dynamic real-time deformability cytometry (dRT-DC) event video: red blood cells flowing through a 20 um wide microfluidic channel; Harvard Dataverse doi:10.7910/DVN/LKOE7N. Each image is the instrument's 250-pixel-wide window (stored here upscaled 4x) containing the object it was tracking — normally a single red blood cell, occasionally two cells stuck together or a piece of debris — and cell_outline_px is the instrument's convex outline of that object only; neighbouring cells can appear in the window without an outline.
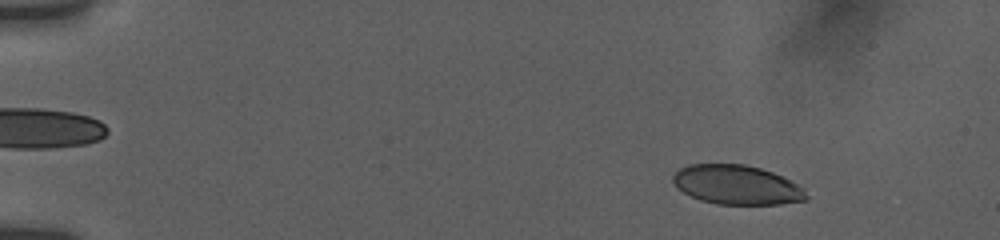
{"species": "human", "species_latin": "Homo sapiens", "temperature_condition": "room temperature", "stored_images_in_passage": 24, "camera_frame_rate_fps": 3000, "um_per_image_px": 0.085, "donor": {"sex": "female"}, "frame": {"image": 1, "passage_image": 5, "time_ms": 2.0, "image_size_px": [1000, 240], "cell_outline_px": [[808, 200], [780, 204], [716, 204], [700, 200], [676, 188], [672, 180], [672, 176], [680, 168], [688, 164], [744, 164], [760, 168], [772, 172], [804, 188], [808, 196]], "centroid_in_image_um": [62.61, 15.71], "position_along_channel_um": 22.4, "area_um2": 30.52}}
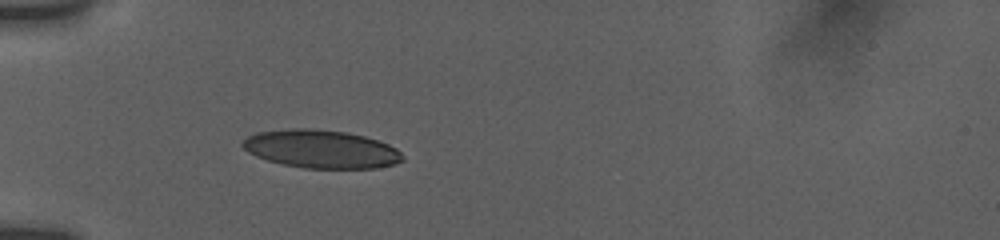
{"frame": {"image": 2, "passage_image": 18, "time_ms": 5.667, "image_size_px": [1000, 240], "cell_outline_px": [[404, 160], [392, 164], [376, 168], [304, 168], [284, 164], [268, 160], [256, 156], [248, 152], [240, 144], [248, 136], [256, 132], [288, 128], [308, 128], [348, 132], [364, 136], [388, 144], [396, 148], [404, 156]], "centroid_in_image_um": [27.28, 12.66], "position_along_channel_um": 57.7, "area_um2": 35.55}}
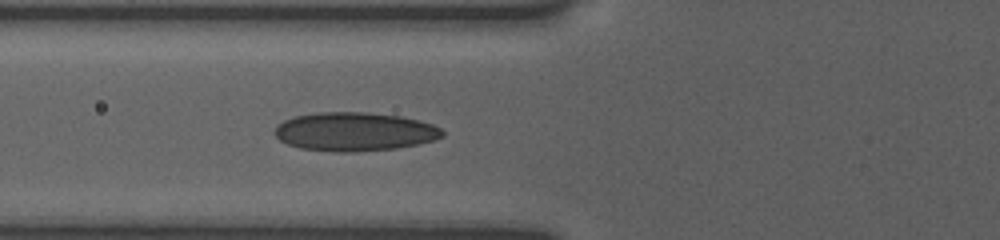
{"frame": {"image": 3, "passage_image": 24, "time_ms": 7.0, "image_size_px": [1000, 240], "cell_outline_px": [[444, 136], [432, 140], [416, 144], [396, 148], [352, 152], [336, 152], [300, 148], [288, 144], [280, 140], [272, 132], [276, 124], [284, 120], [296, 116], [320, 112], [368, 112], [400, 116], [432, 124], [440, 128], [444, 132]], "centroid_in_image_um": [30.09, 11.19], "position_along_channel_um": 95.7, "area_um2": 37.74}}